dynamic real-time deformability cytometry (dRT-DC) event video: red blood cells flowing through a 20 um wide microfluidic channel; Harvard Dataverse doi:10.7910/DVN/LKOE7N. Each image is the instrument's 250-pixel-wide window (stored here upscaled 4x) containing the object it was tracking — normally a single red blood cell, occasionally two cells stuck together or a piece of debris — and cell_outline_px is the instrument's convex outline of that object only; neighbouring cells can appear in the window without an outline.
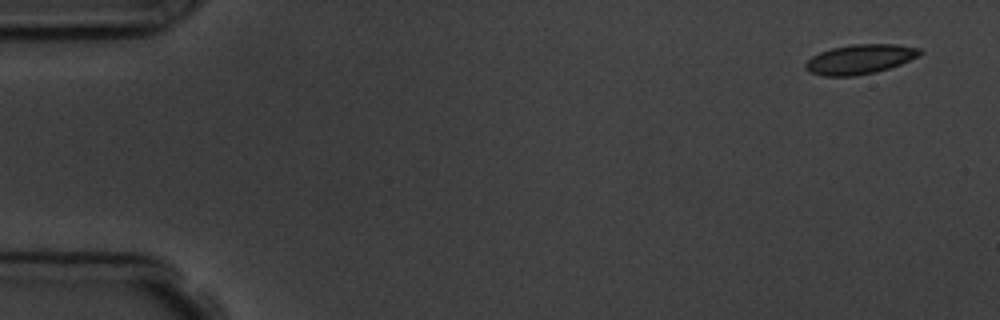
{"species": "common noctule bat (a hibernating species)", "species_latin": "Nyctalus noctula", "temperature_condition": "room temperature", "stored_images_in_passage": 3, "camera_frame_rate_fps": 3000, "um_per_image_px": 0.085, "animal": {"sex": "male", "body_mass_g": 19.5, "forearm_length_mm": 54.6}, "frame": {"image": 1, "passage_image": 1, "time_ms": 0.0, "image_size_px": [1000, 320], "cell_outline_px": [[924, 52], [900, 64], [876, 72], [852, 76], [824, 76], [808, 72], [804, 68], [804, 64], [812, 56], [820, 52], [832, 48], [852, 44], [896, 44], [920, 48]], "centroid_in_image_um": [73.06, 5.03], "position_along_channel_um": 11.9, "area_um2": 19.65}}